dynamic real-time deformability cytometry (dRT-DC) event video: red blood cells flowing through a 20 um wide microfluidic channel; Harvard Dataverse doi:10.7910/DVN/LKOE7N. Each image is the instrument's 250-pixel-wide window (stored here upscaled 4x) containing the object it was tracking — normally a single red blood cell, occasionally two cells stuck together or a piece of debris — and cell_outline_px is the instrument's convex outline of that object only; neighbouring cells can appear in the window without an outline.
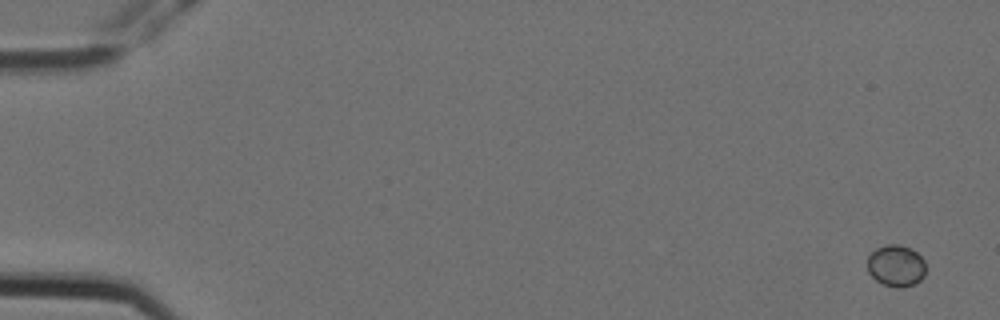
{"species": "Egyptian fruit bat (a non-hibernating species)", "species_latin": "Rousettus aegyptiacus", "temperature_condition": "cold", "stored_images_in_passage": 10, "camera_frame_rate_fps": 3000, "um_per_image_px": 0.085, "animal": {"sex": "female"}, "frame": {"image": 1, "passage_image": 1, "time_ms": 0.0, "image_size_px": [1000, 320], "cell_outline_px": [[924, 276], [916, 284], [900, 288], [896, 288], [884, 284], [876, 280], [868, 272], [868, 256], [876, 248], [888, 244], [900, 244], [912, 248], [924, 260]], "centroid_in_image_um": [76.17, 22.58], "position_along_channel_um": 8.8, "area_um2": 14.22}}
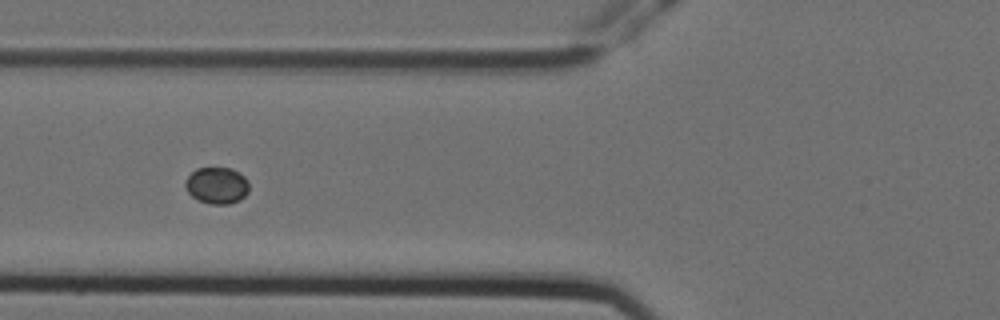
{"frame": {"image": 2, "passage_image": 6, "time_ms": 1.667, "image_size_px": [1000, 320], "cell_outline_px": [[248, 192], [240, 200], [228, 204], [208, 204], [192, 196], [188, 192], [184, 184], [184, 180], [196, 168], [232, 168], [240, 172], [248, 180]], "centroid_in_image_um": [18.44, 15.75], "position_along_channel_um": 107.4, "area_um2": 13.7}}
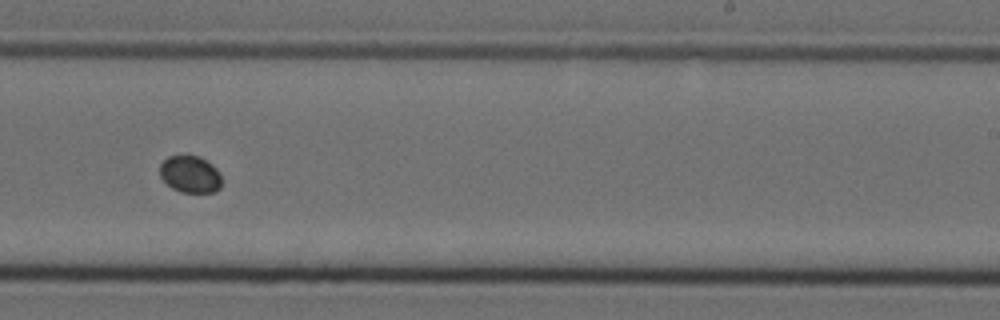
{"frame": {"image": 3, "passage_image": 10, "time_ms": 3.0, "image_size_px": [1000, 320], "cell_outline_px": [[220, 188], [216, 192], [180, 192], [172, 188], [160, 176], [160, 164], [168, 156], [200, 156], [212, 164], [216, 168], [220, 176]], "centroid_in_image_um": [16.16, 14.81], "position_along_channel_um": 272.8, "area_um2": 13.24}}